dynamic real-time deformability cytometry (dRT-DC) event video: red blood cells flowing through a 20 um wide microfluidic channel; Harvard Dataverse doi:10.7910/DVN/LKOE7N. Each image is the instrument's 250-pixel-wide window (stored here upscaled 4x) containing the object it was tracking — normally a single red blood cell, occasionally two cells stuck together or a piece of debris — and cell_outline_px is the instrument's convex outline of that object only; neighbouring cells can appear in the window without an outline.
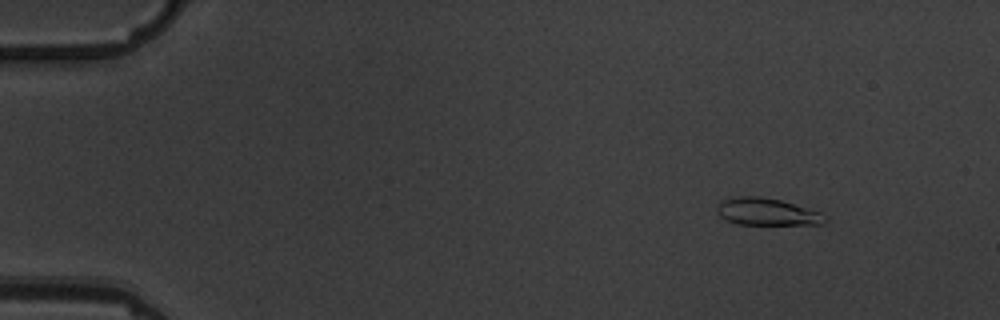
{"species": "common noctule bat (a hibernating species)", "species_latin": "Nyctalus noctula", "temperature_condition": "warm", "stored_images_in_passage": 4, "camera_frame_rate_fps": 3000, "um_per_image_px": 0.085, "animal": {"sex": "male", "body_mass_g": 19.5, "forearm_length_mm": 54.6}, "frame": {"image": 1, "passage_image": 1, "time_ms": 0.0, "image_size_px": [1000, 320], "cell_outline_px": [[828, 220], [824, 224], [740, 224], [728, 220], [720, 216], [716, 212], [716, 208], [720, 200], [740, 196], [760, 196], [780, 200], [820, 212]], "centroid_in_image_um": [65.16, 18.0], "position_along_channel_um": 19.8, "area_um2": 16.94}}